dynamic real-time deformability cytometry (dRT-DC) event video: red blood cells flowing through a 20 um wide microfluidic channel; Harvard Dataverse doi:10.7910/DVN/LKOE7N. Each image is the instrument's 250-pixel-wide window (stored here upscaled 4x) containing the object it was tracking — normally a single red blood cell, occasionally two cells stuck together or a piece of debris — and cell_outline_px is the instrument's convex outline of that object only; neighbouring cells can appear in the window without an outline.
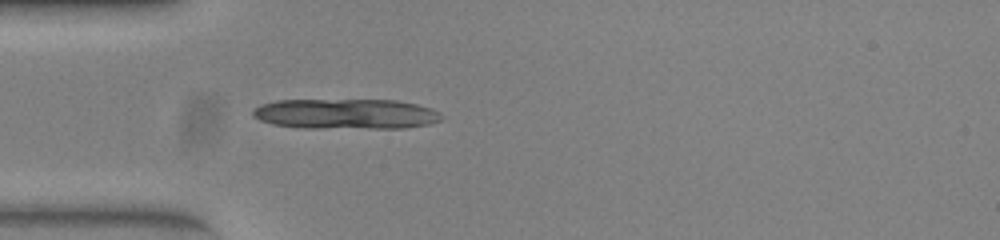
{"species": "common noctule bat (a hibernating species)", "species_latin": "Nyctalus noctula", "temperature_condition": "warm", "stored_images_in_passage": 37, "camera_frame_rate_fps": 3000, "um_per_image_px": 0.085, "animal": {"sex": "female", "body_mass_g": 23.0, "forearm_length_mm": 53.4}, "frame": {"image": 1, "passage_image": 1, "time_ms": 0.0, "image_size_px": [1000, 240], "cell_outline_px": [[444, 116], [440, 120], [428, 124], [404, 128], [304, 128], [272, 124], [260, 120], [252, 116], [252, 112], [260, 104], [276, 100], [396, 100], [416, 104], [432, 108], [440, 112]], "centroid_in_image_um": [29.41, 9.68], "position_along_channel_um": 55.6, "area_um2": 33.47}}